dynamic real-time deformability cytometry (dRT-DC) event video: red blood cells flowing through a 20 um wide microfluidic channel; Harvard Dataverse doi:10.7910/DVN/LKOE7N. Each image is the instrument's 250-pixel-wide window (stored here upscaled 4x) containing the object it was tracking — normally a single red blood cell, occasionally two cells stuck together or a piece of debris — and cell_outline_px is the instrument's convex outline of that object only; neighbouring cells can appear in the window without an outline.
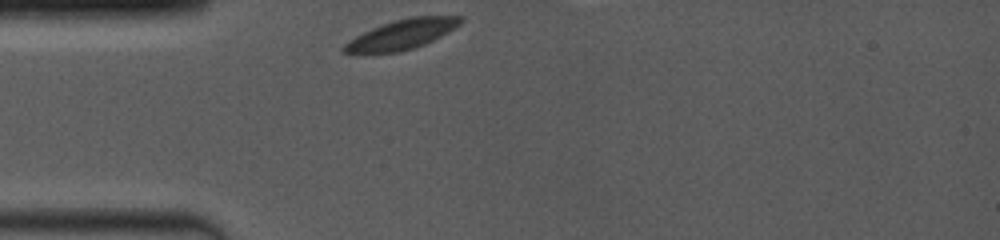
{"species": "common noctule bat (a hibernating species)", "species_latin": "Nyctalus noctula", "temperature_condition": "room temperature", "stored_images_in_passage": 34, "camera_frame_rate_fps": 4000, "um_per_image_px": 0.085, "animal": {"sex": "female", "body_mass_g": 19.0, "forearm_length_mm": 53.3}, "frame": {"image": 1, "passage_image": 1, "time_ms": 0.0, "image_size_px": [1000, 240], "cell_outline_px": [[464, 20], [460, 24], [448, 32], [424, 44], [400, 52], [360, 56], [352, 56], [340, 52], [340, 48], [348, 40], [372, 28], [396, 20], [412, 16], [464, 16]], "centroid_in_image_um": [34.02, 2.99], "position_along_channel_um": 51.0, "area_um2": 20.81}}
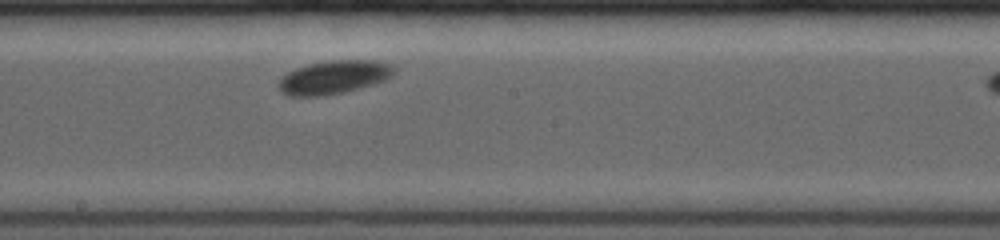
{"frame": {"image": 2, "passage_image": 20, "time_ms": 4.75, "image_size_px": [1000, 240], "cell_outline_px": [[396, 72], [388, 80], [344, 92], [320, 96], [288, 96], [280, 92], [276, 84], [288, 72], [296, 68], [308, 64], [332, 60], [368, 60], [388, 64]], "centroid_in_image_um": [28.34, 6.58], "position_along_channel_um": 219.9, "area_um2": 22.43}}
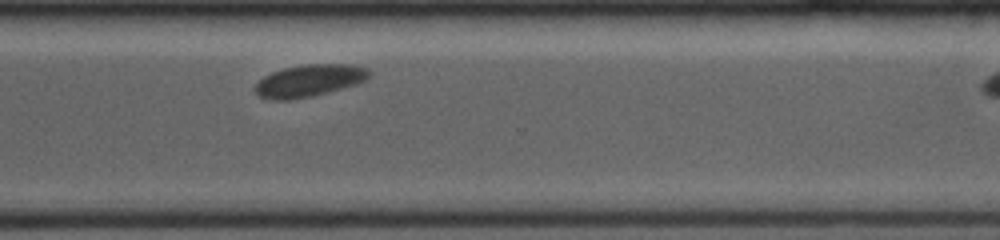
{"frame": {"image": 3, "passage_image": 33, "time_ms": 8.0, "image_size_px": [1000, 240], "cell_outline_px": [[372, 72], [364, 80], [356, 84], [328, 92], [312, 96], [288, 100], [272, 100], [260, 96], [256, 92], [256, 84], [264, 76], [272, 72], [284, 68], [304, 64], [348, 64], [368, 68]], "centroid_in_image_um": [26.29, 6.84], "position_along_channel_um": 344.3, "area_um2": 21.15}}